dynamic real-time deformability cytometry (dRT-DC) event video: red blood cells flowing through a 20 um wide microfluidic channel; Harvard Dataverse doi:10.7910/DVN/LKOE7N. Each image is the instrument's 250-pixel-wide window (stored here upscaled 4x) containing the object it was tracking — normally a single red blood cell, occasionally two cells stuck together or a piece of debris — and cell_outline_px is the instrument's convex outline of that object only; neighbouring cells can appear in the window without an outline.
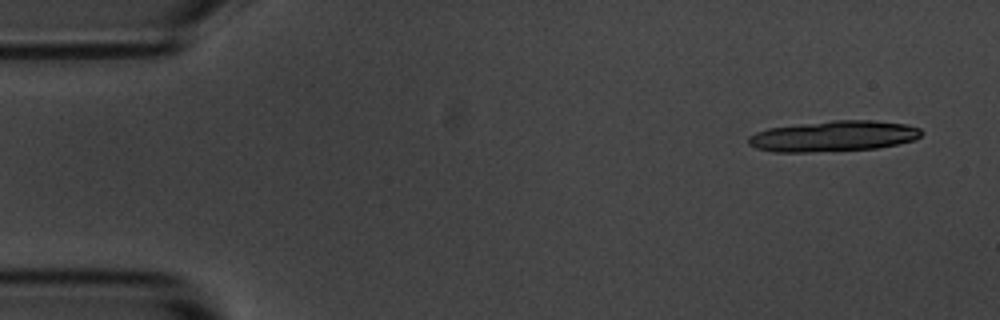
{"species": "common noctule bat (a hibernating species)", "species_latin": "Nyctalus noctula", "temperature_condition": "room temperature", "stored_images_in_passage": 8, "camera_frame_rate_fps": 3000, "um_per_image_px": 0.085, "animal": {"sex": "male", "body_mass_g": 20.1, "forearm_length_mm": 53.5}, "frame": {"image": 1, "passage_image": 1, "time_ms": 0.0, "image_size_px": [1000, 320], "cell_outline_px": [[924, 132], [916, 140], [876, 148], [808, 152], [772, 152], [756, 148], [748, 144], [748, 136], [756, 132], [768, 128], [832, 120], [872, 120], [904, 124], [920, 128]], "centroid_in_image_um": [70.84, 11.57], "position_along_channel_um": 14.2, "area_um2": 30.92}}
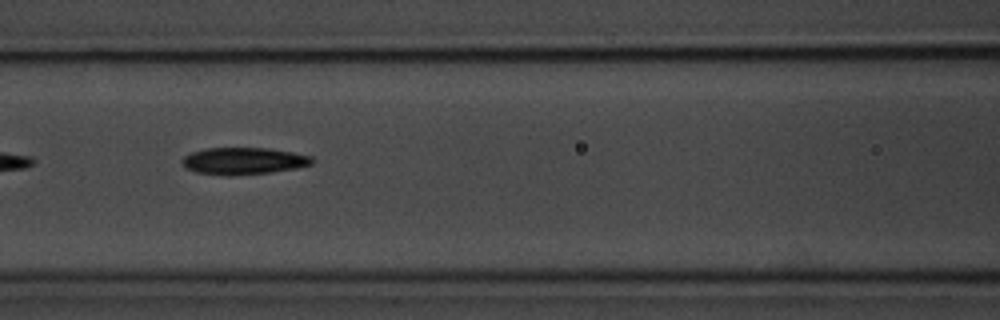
{"frame": {"image": 2, "passage_image": 7, "time_ms": 2.0, "image_size_px": [1000, 320], "cell_outline_px": [[316, 160], [312, 164], [296, 168], [272, 172], [232, 176], [228, 176], [196, 172], [184, 168], [180, 160], [184, 156], [192, 152], [208, 148], [268, 148], [292, 152], [312, 156]], "centroid_in_image_um": [20.7, 13.69], "position_along_channel_um": 145.9, "area_um2": 20.63}}
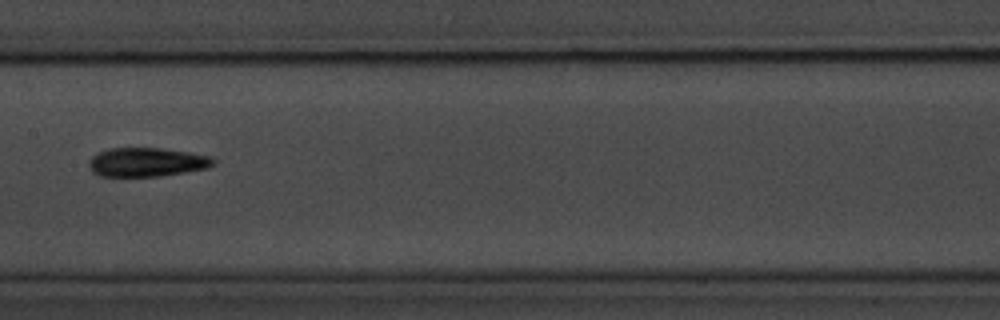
{"frame": {"image": 3, "passage_image": 8, "time_ms": 2.333, "image_size_px": [1000, 320], "cell_outline_px": [[216, 164], [208, 168], [160, 176], [100, 176], [92, 172], [88, 164], [88, 160], [92, 156], [108, 148], [160, 148], [188, 152], [212, 156], [216, 160]], "centroid_in_image_um": [12.49, 13.78], "position_along_channel_um": 194.9, "area_um2": 21.1}}